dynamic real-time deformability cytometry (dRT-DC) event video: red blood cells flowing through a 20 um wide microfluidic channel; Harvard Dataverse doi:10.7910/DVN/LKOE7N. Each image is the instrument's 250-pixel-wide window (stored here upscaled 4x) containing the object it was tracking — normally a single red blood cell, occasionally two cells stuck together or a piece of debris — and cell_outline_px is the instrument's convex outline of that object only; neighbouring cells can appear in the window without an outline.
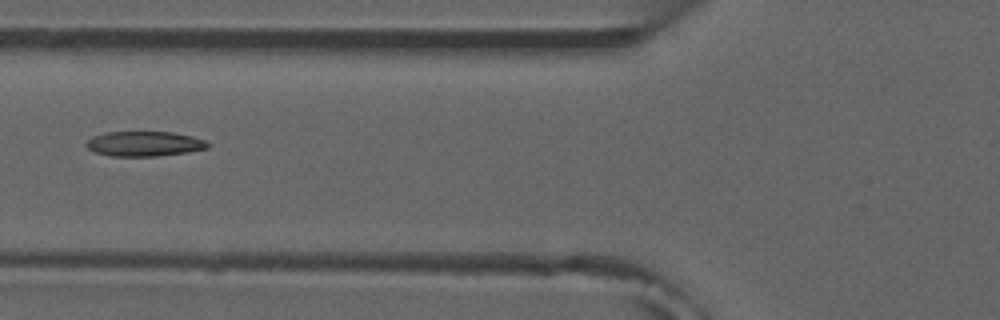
{"species": "common noctule bat (a hibernating species)", "species_latin": "Nyctalus noctula", "temperature_condition": "room temperature", "stored_images_in_passage": 7, "camera_frame_rate_fps": 3000, "um_per_image_px": 0.085, "animal": {"sex": "male", "forearm_length_mm": 52.5}, "frame": {"image": 1, "passage_image": 6, "time_ms": 6.0, "image_size_px": [1000, 320], "cell_outline_px": [[208, 148], [188, 152], [156, 156], [112, 156], [96, 152], [88, 148], [84, 144], [92, 136], [104, 132], [172, 132], [192, 136], [204, 140], [208, 144]], "centroid_in_image_um": [12.24, 12.22], "position_along_channel_um": 113.6, "area_um2": 17.57}}
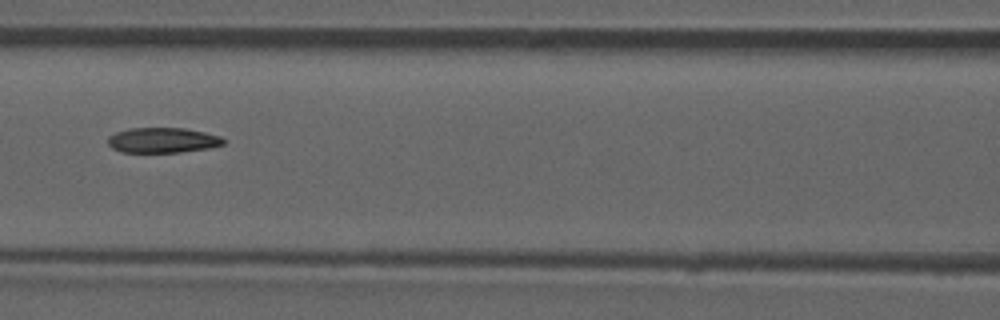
{"frame": {"image": 2, "passage_image": 7, "time_ms": 7.0, "image_size_px": [1000, 320], "cell_outline_px": [[224, 144], [208, 148], [180, 152], [124, 152], [112, 148], [108, 144], [108, 136], [116, 132], [128, 128], [184, 128], [204, 132], [220, 136], [224, 140]], "centroid_in_image_um": [13.8, 11.91], "position_along_channel_um": 152.8, "area_um2": 16.88}}